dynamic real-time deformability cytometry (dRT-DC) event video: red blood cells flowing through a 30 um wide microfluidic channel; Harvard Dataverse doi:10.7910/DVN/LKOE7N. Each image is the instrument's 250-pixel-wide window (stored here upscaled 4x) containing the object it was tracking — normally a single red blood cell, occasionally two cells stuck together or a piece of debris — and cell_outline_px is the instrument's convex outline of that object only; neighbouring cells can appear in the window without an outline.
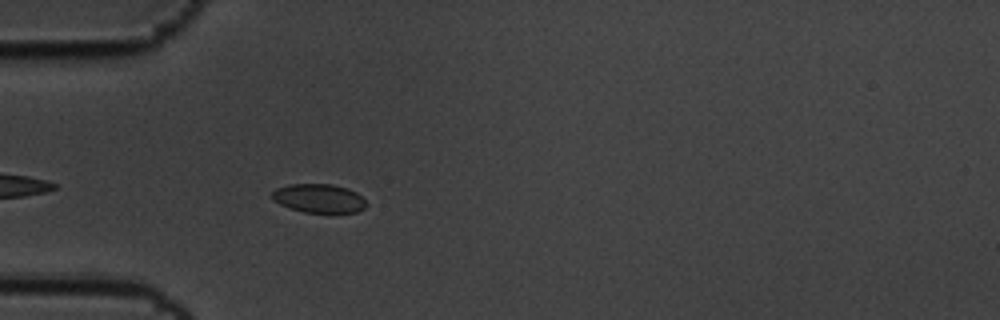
{"species": "common noctule bat (a hibernating species)", "species_latin": "Nyctalus noctula", "temperature_condition": "cold", "stored_images_in_passage": 5, "camera_frame_rate_fps": 3000, "um_per_image_px": 0.085, "animal": {"sex": "male", "body_mass_g": 19.5, "forearm_length_mm": 54.6}, "frame": {"image": 1, "passage_image": 5, "time_ms": 1.333, "image_size_px": [1000, 320], "cell_outline_px": [[368, 204], [364, 208], [356, 212], [328, 216], [304, 212], [288, 208], [272, 200], [272, 192], [276, 188], [288, 184], [332, 184], [348, 188], [356, 192]], "centroid_in_image_um": [27.12, 16.91], "position_along_channel_um": 57.9, "area_um2": 16.59}}